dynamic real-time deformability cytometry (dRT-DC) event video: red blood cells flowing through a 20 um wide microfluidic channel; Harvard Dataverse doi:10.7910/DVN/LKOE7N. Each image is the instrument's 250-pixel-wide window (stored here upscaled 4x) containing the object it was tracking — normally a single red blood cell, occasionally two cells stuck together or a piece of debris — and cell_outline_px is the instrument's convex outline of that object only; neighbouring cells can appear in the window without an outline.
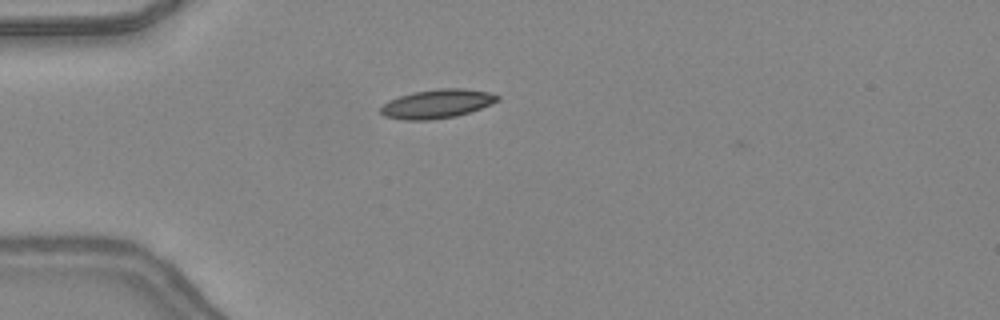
{"species": "common noctule bat (a hibernating species)", "species_latin": "Nyctalus noctula", "temperature_condition": "warm", "stored_images_in_passage": 5, "camera_frame_rate_fps": 3000, "um_per_image_px": 0.085, "animal": {"sex": "female", "body_mass_g": 24.6, "forearm_length_mm": 56.2}, "frame": {"image": 1, "passage_image": 3, "time_ms": 0.667, "image_size_px": [1000, 320], "cell_outline_px": [[500, 100], [492, 104], [456, 116], [432, 120], [404, 120], [384, 116], [380, 112], [380, 108], [388, 100], [412, 92], [436, 88], [464, 88], [488, 92], [500, 96]], "centroid_in_image_um": [37.14, 8.82], "position_along_channel_um": 47.9, "area_um2": 19.77}}